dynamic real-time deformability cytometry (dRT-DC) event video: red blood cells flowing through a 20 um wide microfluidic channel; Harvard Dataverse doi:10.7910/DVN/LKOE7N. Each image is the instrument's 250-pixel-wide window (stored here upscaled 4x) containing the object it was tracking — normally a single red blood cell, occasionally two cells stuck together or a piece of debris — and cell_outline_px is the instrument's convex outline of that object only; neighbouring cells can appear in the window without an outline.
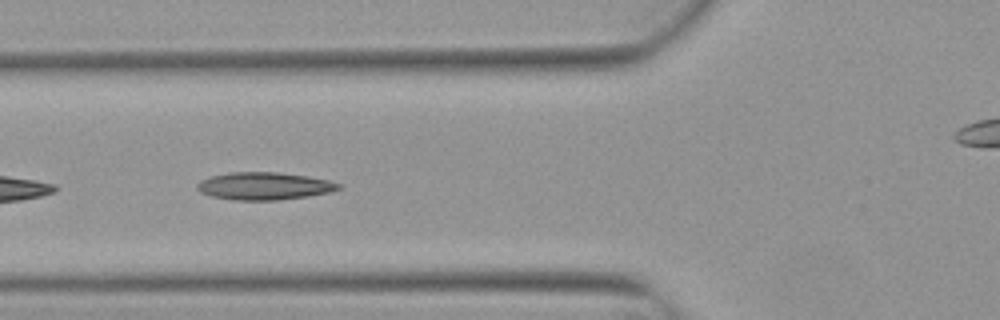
{"species": "Egyptian fruit bat (a non-hibernating species)", "species_latin": "Rousettus aegyptiacus", "temperature_condition": "warm", "stored_images_in_passage": 9, "camera_frame_rate_fps": 3000, "um_per_image_px": 0.085, "animal": {"sex": "female"}, "frame": {"image": 1, "passage_image": 6, "time_ms": 1.667, "image_size_px": [1000, 320], "cell_outline_px": [[344, 188], [328, 192], [308, 196], [280, 200], [232, 200], [212, 196], [200, 192], [196, 188], [196, 184], [200, 180], [212, 176], [228, 172], [276, 172], [308, 176], [328, 180], [344, 184]], "centroid_in_image_um": [22.48, 15.81], "position_along_channel_um": 103.3, "area_um2": 22.89}}
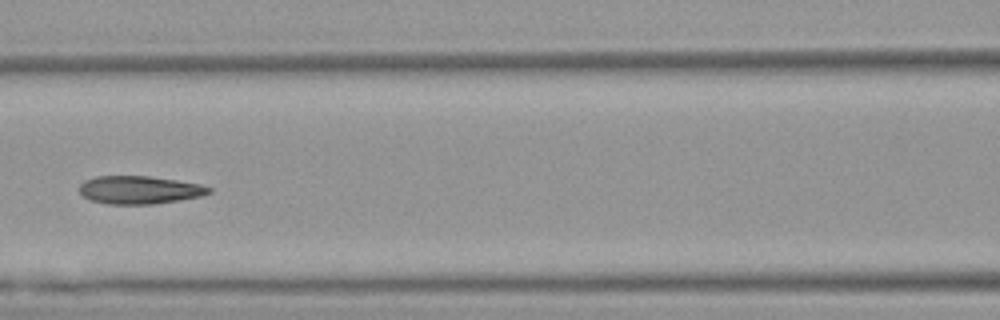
{"frame": {"image": 2, "passage_image": 7, "time_ms": 2.0, "image_size_px": [1000, 320], "cell_outline_px": [[212, 192], [200, 196], [180, 200], [152, 204], [104, 204], [92, 200], [84, 196], [80, 192], [80, 184], [84, 180], [96, 176], [148, 176], [176, 180], [200, 184], [212, 188]], "centroid_in_image_um": [11.85, 16.14], "position_along_channel_um": 154.7, "area_um2": 21.1}}
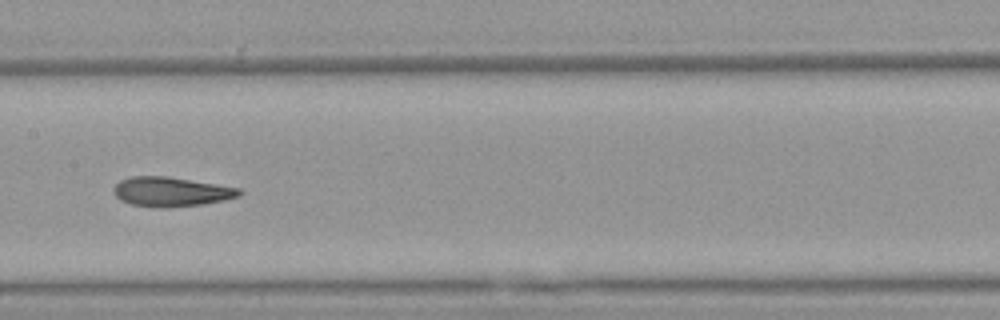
{"frame": {"image": 3, "passage_image": 8, "time_ms": 2.333, "image_size_px": [1000, 320], "cell_outline_px": [[244, 192], [240, 196], [224, 200], [200, 204], [164, 208], [152, 208], [132, 204], [120, 200], [116, 196], [112, 188], [120, 180], [132, 176], [168, 176], [240, 188]], "centroid_in_image_um": [14.54, 16.3], "position_along_channel_um": 192.9, "area_um2": 21.68}}